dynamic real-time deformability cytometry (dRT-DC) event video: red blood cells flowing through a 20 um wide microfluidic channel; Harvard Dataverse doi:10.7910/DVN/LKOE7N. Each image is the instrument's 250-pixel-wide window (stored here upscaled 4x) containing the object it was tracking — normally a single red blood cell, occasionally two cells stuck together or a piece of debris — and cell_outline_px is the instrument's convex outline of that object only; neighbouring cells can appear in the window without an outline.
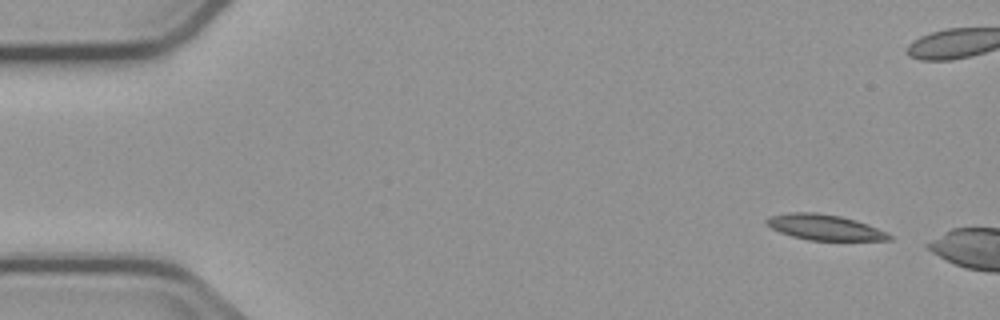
{"species": "common noctule bat (a hibernating species)", "species_latin": "Nyctalus noctula", "temperature_condition": "cold", "stored_images_in_passage": 3, "camera_frame_rate_fps": 3000, "um_per_image_px": 0.085, "animal": {"sex": "male", "body_mass_g": 23.1, "forearm_length_mm": 52.7}, "frame": {"image": 1, "passage_image": 1, "time_ms": 0.0, "image_size_px": [1000, 320], "cell_outline_px": [[892, 240], [808, 240], [792, 236], [780, 232], [764, 224], [764, 220], [768, 216], [788, 212], [816, 212], [840, 216], [856, 220], [868, 224], [892, 236]], "centroid_in_image_um": [70.02, 19.31], "position_along_channel_um": 15.0, "area_um2": 18.26}}